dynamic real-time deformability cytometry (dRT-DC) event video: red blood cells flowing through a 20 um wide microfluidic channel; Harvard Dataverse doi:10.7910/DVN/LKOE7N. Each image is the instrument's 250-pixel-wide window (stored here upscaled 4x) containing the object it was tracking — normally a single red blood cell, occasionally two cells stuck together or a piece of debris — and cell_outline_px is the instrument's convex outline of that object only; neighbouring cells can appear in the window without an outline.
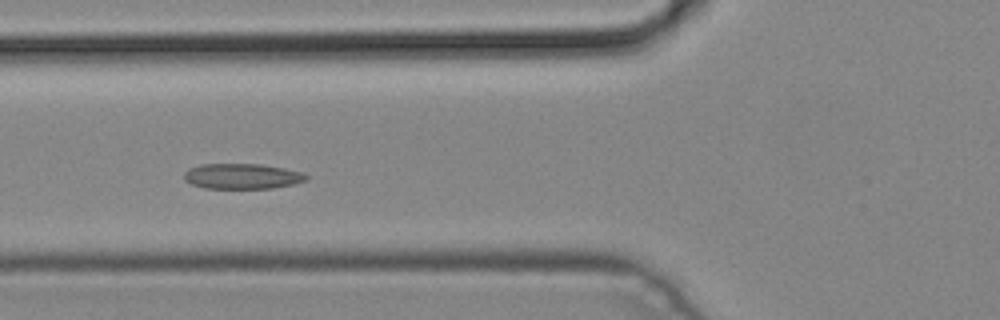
{"species": "common noctule bat (a hibernating species)", "species_latin": "Nyctalus noctula", "temperature_condition": "cold", "stored_images_in_passage": 6, "camera_frame_rate_fps": 3000, "um_per_image_px": 0.085, "animal": {"sex": "male", "body_mass_g": 19.2, "forearm_length_mm": 51.8}, "frame": {"image": 1, "passage_image": 6, "time_ms": 1.667, "image_size_px": [1000, 320], "cell_outline_px": [[308, 180], [296, 184], [272, 188], [204, 188], [192, 184], [184, 180], [184, 172], [188, 168], [200, 164], [260, 164], [284, 168], [304, 172], [308, 176]], "centroid_in_image_um": [20.6, 14.98], "position_along_channel_um": 105.2, "area_um2": 18.26}}